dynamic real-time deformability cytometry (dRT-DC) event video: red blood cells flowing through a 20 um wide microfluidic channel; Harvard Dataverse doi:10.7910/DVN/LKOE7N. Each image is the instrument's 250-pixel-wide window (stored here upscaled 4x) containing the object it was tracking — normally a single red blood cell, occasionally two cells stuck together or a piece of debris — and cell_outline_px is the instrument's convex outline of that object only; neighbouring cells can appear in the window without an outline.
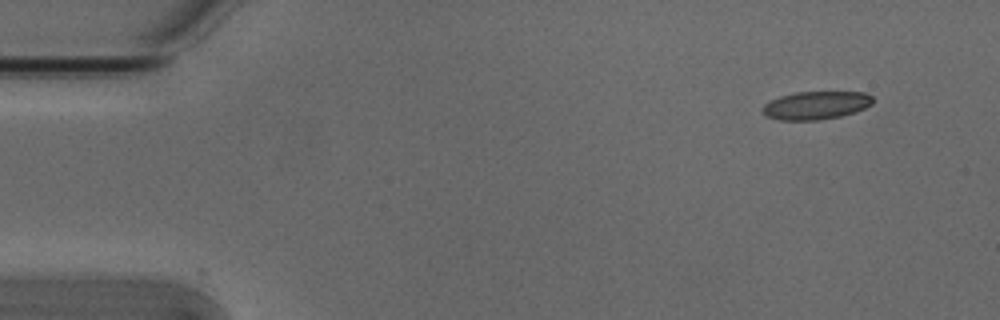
{"species": "Egyptian fruit bat (a non-hibernating species)", "species_latin": "Rousettus aegyptiacus", "temperature_condition": "cold", "stored_images_in_passage": 51, "segment_of_instrument_passage": [1, 2], "camera_frame_rate_fps": 3000, "um_per_image_px": 0.085, "animal": {"sex": "male"}, "frame": {"image": 1, "passage_image": 1, "time_ms": 0.0, "image_size_px": [1000, 320], "cell_outline_px": [[872, 104], [856, 112], [840, 116], [820, 120], [780, 120], [764, 116], [760, 108], [764, 104], [780, 96], [796, 92], [864, 92], [872, 96]], "centroid_in_image_um": [69.32, 8.96], "position_along_channel_um": 15.7, "area_um2": 18.15}}
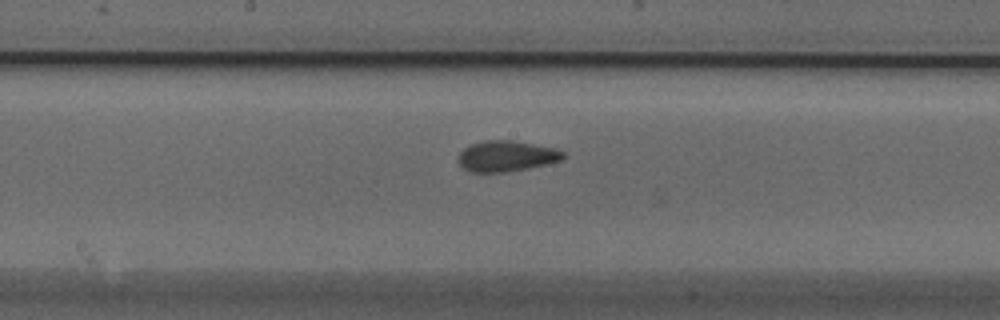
{"frame": {"image": 2, "passage_image": 24, "time_ms": 7.667, "image_size_px": [1000, 320], "cell_outline_px": [[564, 160], [548, 164], [528, 168], [504, 172], [468, 172], [460, 164], [460, 152], [464, 148], [472, 144], [484, 140], [512, 140], [556, 148], [564, 152]], "centroid_in_image_um": [43.09, 13.27], "position_along_channel_um": 205.1, "area_um2": 18.79}}
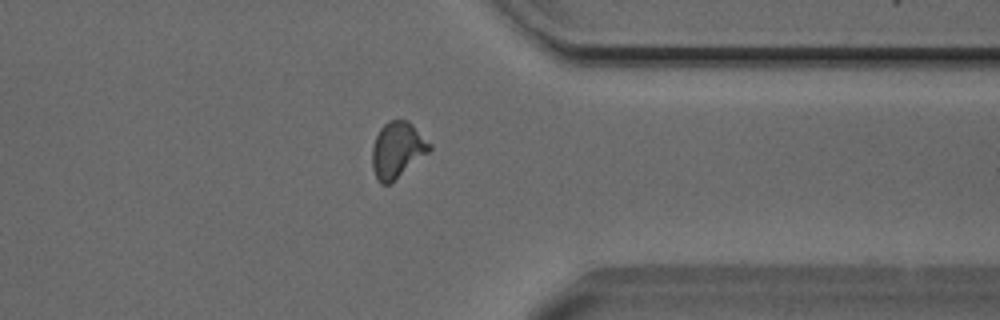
{"frame": {"image": 3, "passage_image": 38, "time_ms": 12.333, "image_size_px": [1000, 320], "cell_outline_px": [[432, 148], [428, 152], [388, 184], [380, 184], [372, 168], [372, 144], [380, 128], [388, 120], [408, 120], [432, 144]], "centroid_in_image_um": [33.75, 12.7], "position_along_channel_um": 377.6, "area_um2": 18.44}}